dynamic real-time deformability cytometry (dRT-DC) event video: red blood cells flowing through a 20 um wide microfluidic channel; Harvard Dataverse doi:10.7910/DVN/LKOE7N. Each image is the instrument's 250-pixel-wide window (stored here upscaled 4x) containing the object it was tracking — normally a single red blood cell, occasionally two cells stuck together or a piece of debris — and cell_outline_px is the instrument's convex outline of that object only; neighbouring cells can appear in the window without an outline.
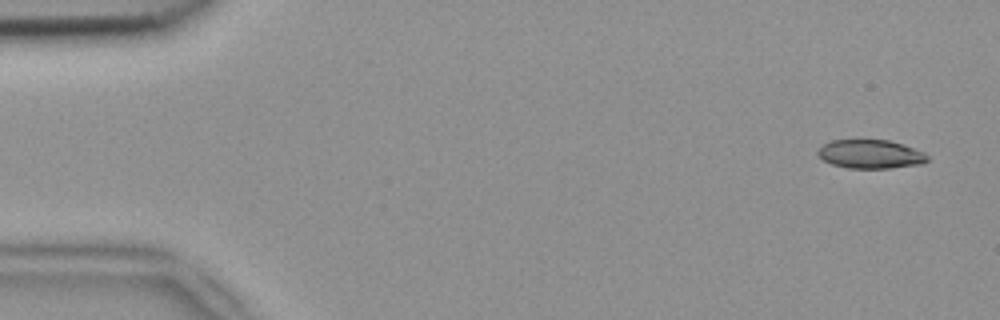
{"species": "common noctule bat (a hibernating species)", "species_latin": "Nyctalus noctula", "temperature_condition": "room temperature", "stored_images_in_passage": 8, "camera_frame_rate_fps": 3000, "um_per_image_px": 0.085, "animal": {"sex": "female", "body_mass_g": 18.4}, "frame": {"image": 1, "passage_image": 1, "time_ms": 0.0, "image_size_px": [1000, 320], "cell_outline_px": [[928, 160], [924, 164], [888, 168], [848, 168], [832, 164], [824, 160], [816, 152], [824, 144], [832, 140], [888, 140], [904, 144], [924, 152], [928, 156]], "centroid_in_image_um": [74.03, 13.1], "position_along_channel_um": 11.0, "area_um2": 18.32}}
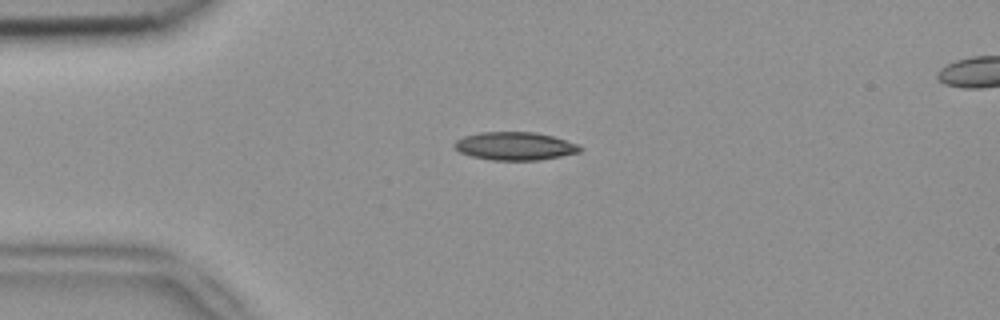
{"frame": {"image": 2, "passage_image": 4, "time_ms": 1.0, "image_size_px": [1000, 320], "cell_outline_px": [[584, 148], [580, 152], [540, 160], [492, 160], [472, 156], [460, 152], [452, 144], [456, 140], [464, 136], [480, 132], [536, 132], [552, 136], [576, 144]], "centroid_in_image_um": [43.75, 12.41], "position_along_channel_um": 41.2, "area_um2": 20.46}}
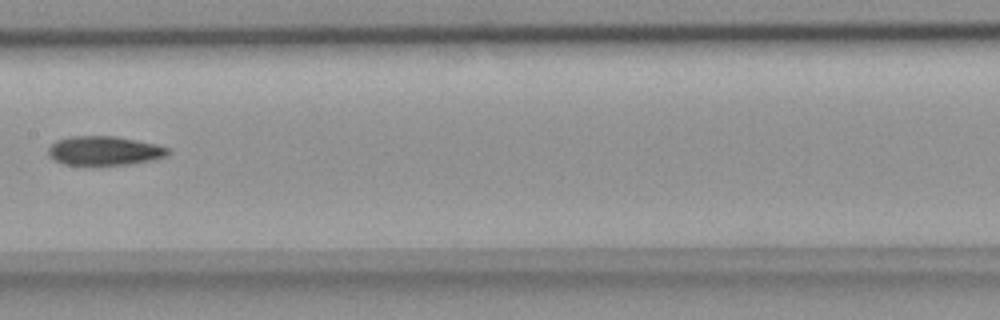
{"frame": {"image": 3, "passage_image": 8, "time_ms": 2.333, "image_size_px": [1000, 320], "cell_outline_px": [[172, 152], [164, 156], [152, 160], [128, 164], [64, 164], [48, 156], [48, 148], [56, 140], [72, 136], [112, 136], [156, 144], [168, 148]], "centroid_in_image_um": [8.86, 12.8], "position_along_channel_um": 198.5, "area_um2": 19.94}}